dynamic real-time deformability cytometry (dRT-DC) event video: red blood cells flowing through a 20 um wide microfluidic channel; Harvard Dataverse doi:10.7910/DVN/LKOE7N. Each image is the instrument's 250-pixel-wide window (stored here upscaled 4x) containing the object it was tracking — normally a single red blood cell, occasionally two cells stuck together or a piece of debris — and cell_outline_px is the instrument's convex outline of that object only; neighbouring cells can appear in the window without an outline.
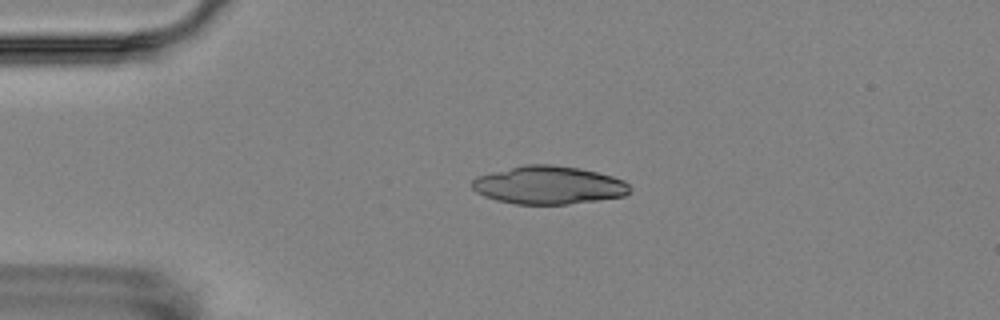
{"species": "Egyptian fruit bat (a non-hibernating species)", "species_latin": "Rousettus aegyptiacus", "temperature_condition": "room temperature", "stored_images_in_passage": 5, "camera_frame_rate_fps": 3000, "um_per_image_px": 0.085, "animal": {"sex": "female"}, "frame": {"image": 1, "passage_image": 4, "time_ms": 3.333, "image_size_px": [1000, 320], "cell_outline_px": [[632, 188], [624, 196], [568, 204], [516, 204], [496, 200], [484, 196], [476, 192], [472, 188], [472, 180], [476, 176], [524, 164], [552, 164], [580, 168], [612, 176], [624, 180]], "centroid_in_image_um": [46.62, 15.73], "position_along_channel_um": 38.4, "area_um2": 35.03}}